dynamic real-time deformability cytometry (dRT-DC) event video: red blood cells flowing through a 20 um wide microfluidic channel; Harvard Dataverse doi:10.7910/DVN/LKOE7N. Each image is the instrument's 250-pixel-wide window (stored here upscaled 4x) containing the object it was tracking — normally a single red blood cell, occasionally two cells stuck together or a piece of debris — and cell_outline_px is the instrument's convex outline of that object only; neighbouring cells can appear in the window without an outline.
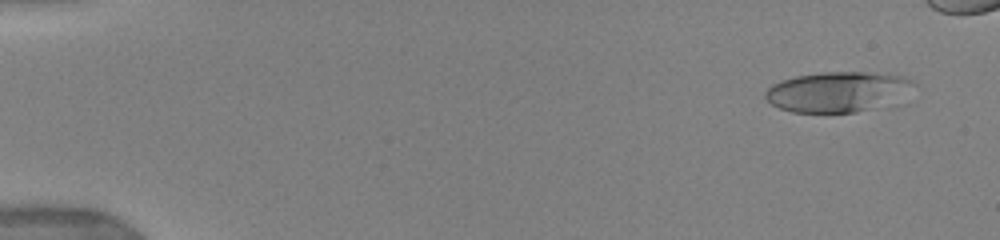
{"species": "human", "species_latin": "Homo sapiens", "temperature_condition": "warm", "stored_images_in_passage": 16, "camera_frame_rate_fps": 3000, "um_per_image_px": 0.085, "donor": {"sex": "female"}, "frame": {"image": 1, "passage_image": 3, "time_ms": 0.667, "image_size_px": [1000, 240], "cell_outline_px": [[920, 84], [868, 108], [856, 112], [792, 112], [780, 108], [772, 104], [764, 96], [764, 92], [772, 84], [780, 80], [796, 76], [824, 72], [864, 72], [908, 76]], "centroid_in_image_um": [71.08, 7.76], "position_along_channel_um": 13.9, "area_um2": 33.76}}